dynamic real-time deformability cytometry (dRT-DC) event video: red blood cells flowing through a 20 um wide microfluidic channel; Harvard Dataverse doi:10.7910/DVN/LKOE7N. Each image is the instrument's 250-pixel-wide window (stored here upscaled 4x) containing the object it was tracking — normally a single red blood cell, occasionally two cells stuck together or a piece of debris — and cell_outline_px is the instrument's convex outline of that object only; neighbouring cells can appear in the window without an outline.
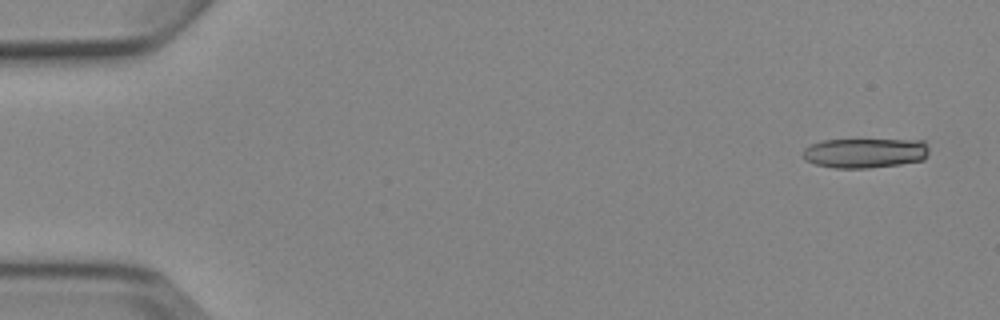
{"species": "Egyptian fruit bat (a non-hibernating species)", "species_latin": "Rousettus aegyptiacus", "temperature_condition": "cold", "stored_images_in_passage": 3, "camera_frame_rate_fps": 3000, "um_per_image_px": 0.085, "animal": {"sex": "female"}, "frame": {"image": 1, "passage_image": 1, "time_ms": 0.0, "image_size_px": [1000, 320], "cell_outline_px": [[928, 156], [924, 160], [900, 164], [868, 168], [836, 168], [816, 164], [804, 160], [804, 148], [812, 144], [824, 140], [924, 140], [928, 144]], "centroid_in_image_um": [73.57, 13.0], "position_along_channel_um": 11.4, "area_um2": 21.91}}